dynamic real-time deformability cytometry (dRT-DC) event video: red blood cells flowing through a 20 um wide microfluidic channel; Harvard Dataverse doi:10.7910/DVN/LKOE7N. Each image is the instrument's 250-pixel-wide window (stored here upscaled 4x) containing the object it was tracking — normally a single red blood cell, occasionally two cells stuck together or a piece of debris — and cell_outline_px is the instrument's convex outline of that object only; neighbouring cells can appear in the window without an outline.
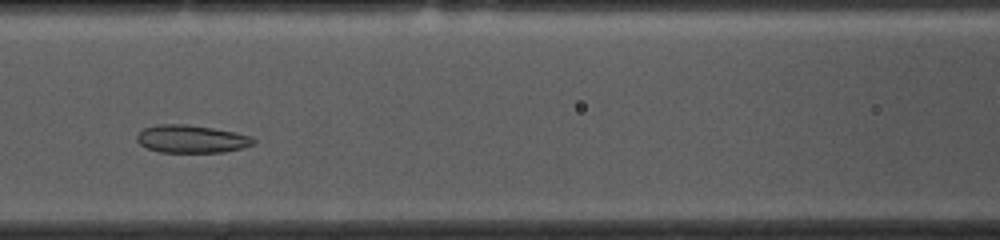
{"species": "common noctule bat (a hibernating species)", "species_latin": "Nyctalus noctula", "temperature_condition": "cold", "stored_images_in_passage": 39, "camera_frame_rate_fps": 3000, "um_per_image_px": 0.085, "animal": {"sex": "female", "body_mass_g": 10.0, "forearm_length_mm": 53.1}, "frame": {"image": 1, "passage_image": 17, "time_ms": 5.333, "image_size_px": [1000, 240], "cell_outline_px": [[256, 144], [224, 152], [160, 152], [148, 148], [140, 144], [136, 140], [136, 136], [144, 128], [156, 124], [184, 124], [212, 128], [236, 132], [252, 136], [256, 140]], "centroid_in_image_um": [16.29, 11.81], "position_along_channel_um": 150.3, "area_um2": 18.9}}
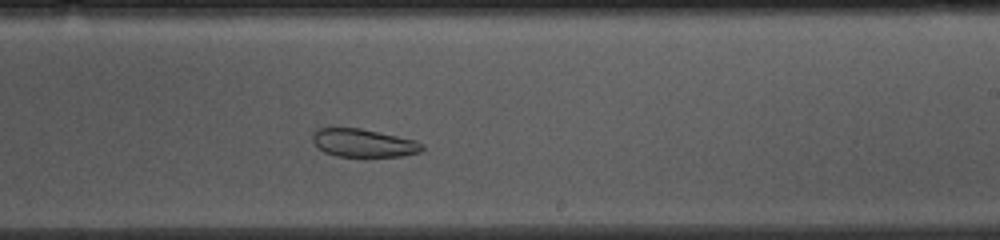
{"frame": {"image": 2, "passage_image": 26, "time_ms": 8.333, "image_size_px": [1000, 240], "cell_outline_px": [[424, 148], [420, 152], [400, 156], [336, 156], [324, 152], [312, 140], [312, 132], [320, 128], [360, 128], [416, 140], [424, 144]], "centroid_in_image_um": [30.91, 12.15], "position_along_channel_um": 258.1, "area_um2": 17.8}}
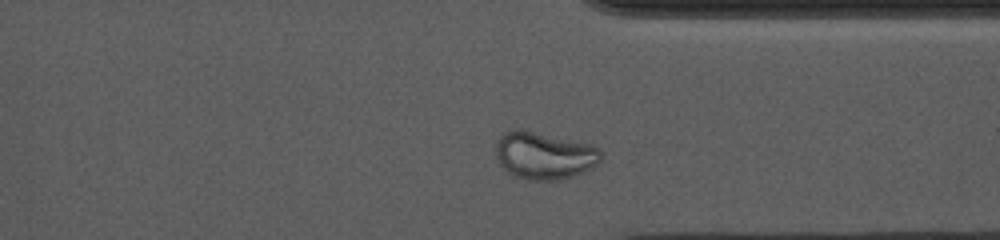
{"frame": {"image": 3, "passage_image": 35, "time_ms": 11.333, "image_size_px": [1000, 240], "cell_outline_px": [[600, 160], [596, 164], [584, 172], [576, 176], [556, 180], [524, 180], [508, 172], [500, 164], [496, 156], [496, 140], [504, 132], [516, 128], [520, 128], [588, 144], [600, 148]], "centroid_in_image_um": [46.22, 13.22], "position_along_channel_um": 365.2, "area_um2": 29.02}}